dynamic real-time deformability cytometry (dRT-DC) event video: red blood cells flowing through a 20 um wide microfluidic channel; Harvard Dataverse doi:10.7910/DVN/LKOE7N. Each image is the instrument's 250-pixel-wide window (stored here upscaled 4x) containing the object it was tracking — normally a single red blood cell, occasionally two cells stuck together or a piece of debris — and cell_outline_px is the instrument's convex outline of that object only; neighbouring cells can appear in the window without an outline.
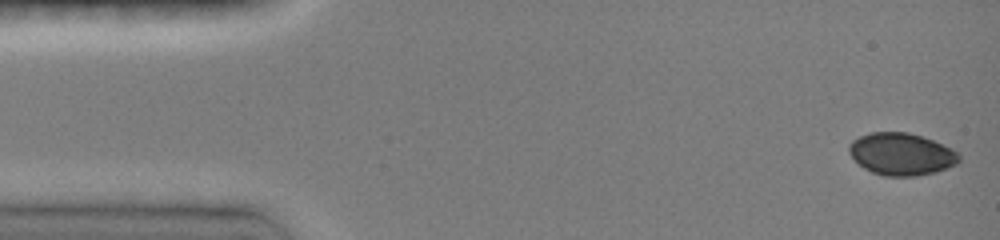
{"species": "common noctule bat (a hibernating species)", "species_latin": "Nyctalus noctula", "temperature_condition": "room temperature", "stored_images_in_passage": 7, "camera_frame_rate_fps": 3000, "um_per_image_px": 0.085, "animal": {"sex": "female", "body_mass_g": 19.0, "forearm_length_mm": 51.5}, "frame": {"image": 1, "passage_image": 1, "time_ms": 0.0, "image_size_px": [1000, 240], "cell_outline_px": [[960, 160], [956, 164], [936, 172], [916, 176], [884, 176], [872, 172], [864, 168], [848, 152], [848, 144], [852, 140], [860, 136], [872, 132], [908, 132], [932, 140], [956, 152], [960, 156]], "centroid_in_image_um": [76.58, 13.1], "position_along_channel_um": 8.4, "area_um2": 26.82}}
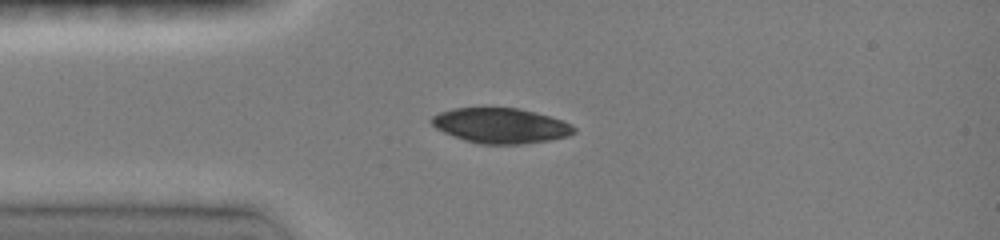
{"frame": {"image": 2, "passage_image": 6, "time_ms": 3.333, "image_size_px": [1000, 240], "cell_outline_px": [[576, 132], [568, 136], [548, 140], [524, 144], [480, 144], [464, 140], [452, 136], [436, 128], [428, 120], [432, 116], [440, 112], [456, 108], [516, 108], [548, 116], [572, 124], [576, 128]], "centroid_in_image_um": [42.53, 10.69], "position_along_channel_um": 42.5, "area_um2": 29.02}}